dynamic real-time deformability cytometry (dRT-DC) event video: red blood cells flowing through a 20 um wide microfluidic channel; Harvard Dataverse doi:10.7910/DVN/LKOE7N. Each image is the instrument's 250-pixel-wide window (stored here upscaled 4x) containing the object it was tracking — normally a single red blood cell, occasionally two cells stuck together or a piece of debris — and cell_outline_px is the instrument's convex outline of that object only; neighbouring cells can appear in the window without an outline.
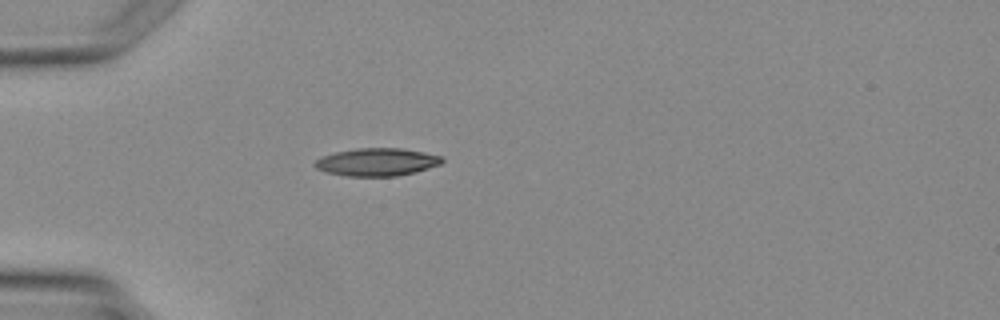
{"species": "Egyptian fruit bat (a non-hibernating species)", "species_latin": "Rousettus aegyptiacus", "temperature_condition": "warm", "stored_images_in_passage": 1, "camera_frame_rate_fps": 3000, "um_per_image_px": 0.085, "animal": {"sex": "female"}, "frame": {"image": 1, "passage_image": 1, "time_ms": 0.0, "image_size_px": [1000, 320], "cell_outline_px": [[444, 160], [440, 164], [416, 172], [396, 176], [348, 176], [328, 172], [316, 168], [312, 164], [320, 156], [336, 152], [356, 148], [404, 148], [444, 156]], "centroid_in_image_um": [32.05, 13.76], "position_along_channel_um": 52.9, "area_um2": 20.69}}